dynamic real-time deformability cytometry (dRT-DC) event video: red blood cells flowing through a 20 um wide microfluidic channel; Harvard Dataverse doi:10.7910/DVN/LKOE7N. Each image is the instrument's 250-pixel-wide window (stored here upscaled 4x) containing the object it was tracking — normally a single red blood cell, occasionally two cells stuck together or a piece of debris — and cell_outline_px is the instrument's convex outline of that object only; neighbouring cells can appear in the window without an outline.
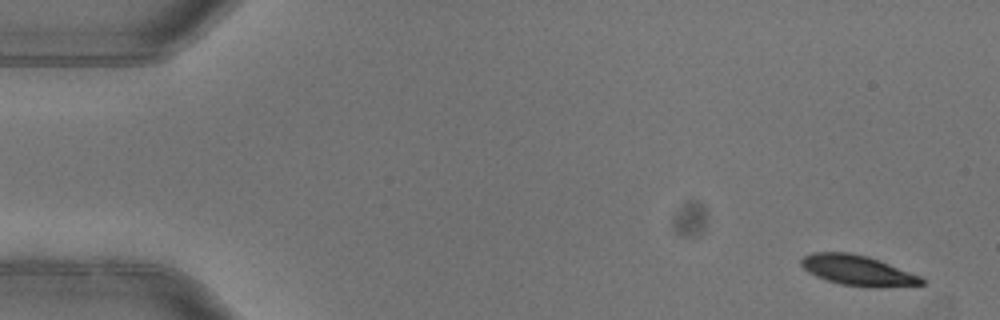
{"species": "common noctule bat (a hibernating species)", "species_latin": "Nyctalus noctula", "temperature_condition": "warm", "stored_images_in_passage": 2, "segment_of_instrument_passage": [2, 2], "camera_frame_rate_fps": 3000, "um_per_image_px": 0.085, "animal": {"sex": "female"}, "frame": {"image": 1, "passage_image": 2, "time_ms": 0.333, "image_size_px": [1000, 320], "cell_outline_px": [[924, 284], [880, 288], [872, 288], [840, 284], [816, 276], [808, 272], [800, 264], [800, 260], [804, 256], [812, 252], [848, 252], [868, 256], [920, 276], [924, 280]], "centroid_in_image_um": [72.89, 22.99], "position_along_channel_um": 12.1, "area_um2": 21.21}}